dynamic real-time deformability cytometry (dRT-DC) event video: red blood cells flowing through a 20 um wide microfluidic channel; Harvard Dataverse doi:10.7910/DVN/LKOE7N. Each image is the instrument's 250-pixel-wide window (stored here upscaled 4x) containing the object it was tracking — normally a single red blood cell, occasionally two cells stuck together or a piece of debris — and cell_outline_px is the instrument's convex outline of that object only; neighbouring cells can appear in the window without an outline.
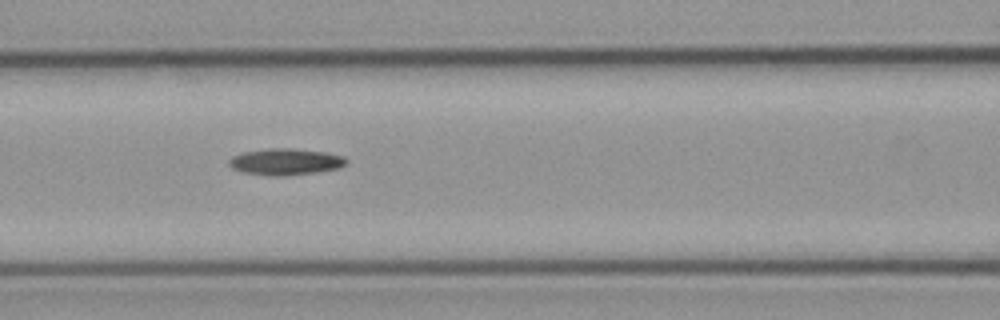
{"species": "common noctule bat (a hibernating species)", "species_latin": "Nyctalus noctula", "temperature_condition": "cold", "stored_images_in_passage": 13, "camera_frame_rate_fps": 3000, "um_per_image_px": 0.085, "animal": {"sex": "male", "body_mass_g": 23.1, "forearm_length_mm": 52.7}, "frame": {"image": 1, "passage_image": 4, "time_ms": 4.333, "image_size_px": [1000, 320], "cell_outline_px": [[348, 164], [340, 168], [320, 172], [272, 176], [244, 172], [232, 168], [228, 164], [228, 160], [232, 156], [244, 152], [268, 148], [292, 148], [324, 152], [344, 156], [348, 160]], "centroid_in_image_um": [24.3, 13.74], "position_along_channel_um": 142.3, "area_um2": 18.15}}
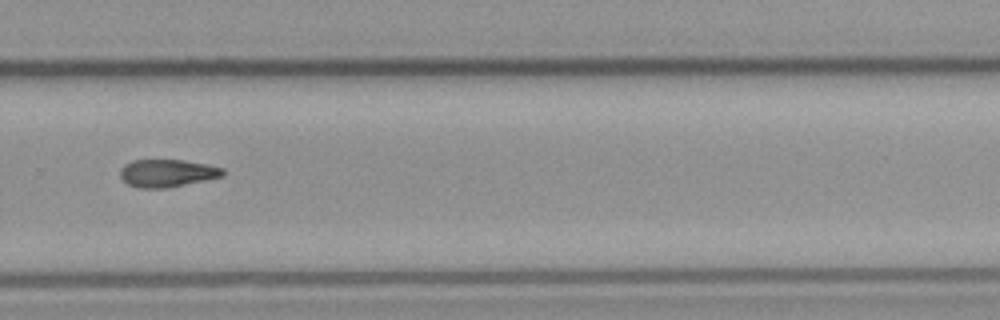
{"frame": {"image": 2, "passage_image": 8, "time_ms": 9.0, "image_size_px": [1000, 320], "cell_outline_px": [[224, 176], [164, 188], [140, 188], [128, 184], [120, 176], [120, 168], [124, 164], [132, 160], [184, 160], [208, 164], [224, 168]], "centroid_in_image_um": [14.2, 14.7], "position_along_channel_um": 315.6, "area_um2": 16.47}}
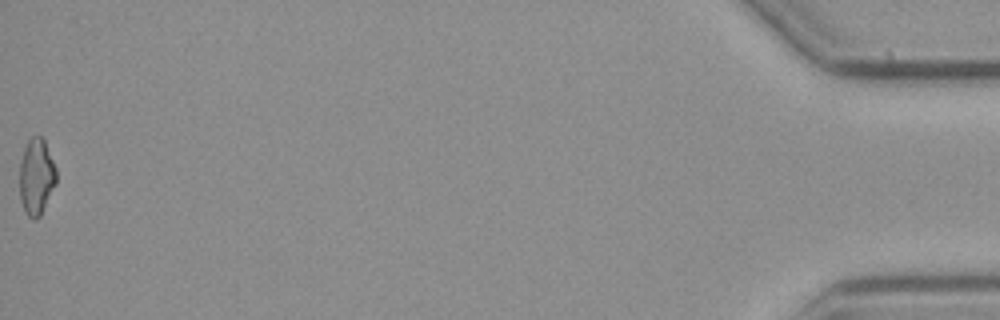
{"frame": {"image": 3, "passage_image": 13, "time_ms": 15.0, "image_size_px": [1000, 320], "cell_outline_px": [[56, 184], [40, 216], [36, 220], [32, 220], [24, 212], [20, 200], [20, 160], [24, 148], [28, 140], [32, 136], [40, 136], [44, 140], [56, 168]], "centroid_in_image_um": [3.08, 15.05], "position_along_channel_um": 432.1, "area_um2": 16.42}}